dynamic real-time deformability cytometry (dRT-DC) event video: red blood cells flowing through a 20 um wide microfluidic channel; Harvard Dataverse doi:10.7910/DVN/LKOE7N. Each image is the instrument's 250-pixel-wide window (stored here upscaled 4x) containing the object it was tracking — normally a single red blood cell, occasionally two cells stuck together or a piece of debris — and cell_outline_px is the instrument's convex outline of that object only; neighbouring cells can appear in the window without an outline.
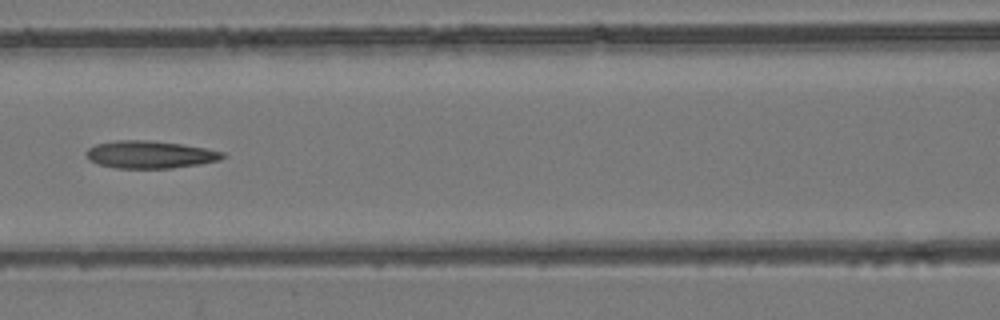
{"species": "common noctule bat (a hibernating species)", "species_latin": "Nyctalus noctula", "temperature_condition": "room temperature", "stored_images_in_passage": 9, "camera_frame_rate_fps": 3000, "um_per_image_px": 0.085, "animal": {"sex": "female", "body_mass_g": 24.6, "forearm_length_mm": 56.2}, "frame": {"image": 1, "passage_image": 8, "time_ms": 8.0, "image_size_px": [1000, 320], "cell_outline_px": [[228, 156], [220, 160], [200, 164], [172, 168], [116, 168], [100, 164], [88, 160], [84, 152], [88, 148], [96, 144], [116, 140], [148, 140], [180, 144], [204, 148], [224, 152]], "centroid_in_image_um": [12.75, 13.14], "position_along_channel_um": 153.9, "area_um2": 21.91}}
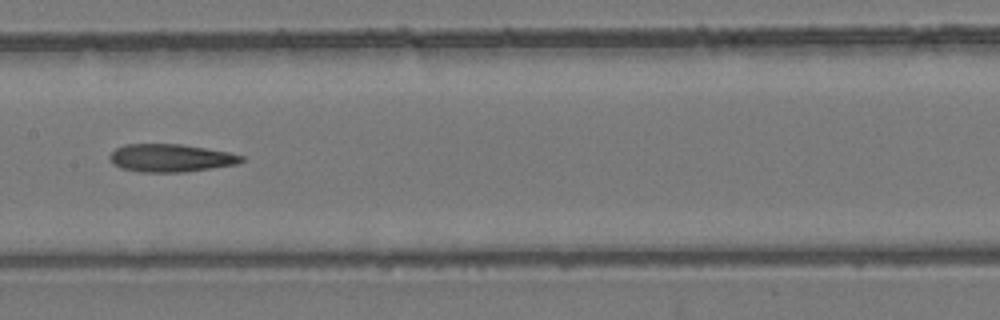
{"frame": {"image": 2, "passage_image": 9, "time_ms": 9.0, "image_size_px": [1000, 320], "cell_outline_px": [[244, 160], [236, 164], [184, 172], [140, 172], [120, 168], [112, 164], [108, 156], [116, 148], [124, 144], [180, 144], [228, 152], [244, 156]], "centroid_in_image_um": [14.46, 13.43], "position_along_channel_um": 192.9, "area_um2": 21.33}}